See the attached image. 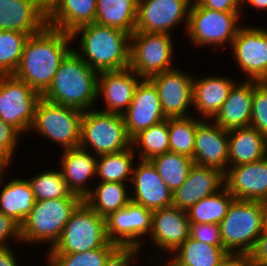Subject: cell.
<instances>
[{"mask_svg":"<svg viewBox=\"0 0 267 266\" xmlns=\"http://www.w3.org/2000/svg\"><path fill=\"white\" fill-rule=\"evenodd\" d=\"M80 37V38H79ZM73 50L96 72L129 68L130 34L115 28L91 23L71 33Z\"/></svg>","mask_w":267,"mask_h":266,"instance_id":"7a4b0ae2","label":"cell"},{"mask_svg":"<svg viewBox=\"0 0 267 266\" xmlns=\"http://www.w3.org/2000/svg\"><path fill=\"white\" fill-rule=\"evenodd\" d=\"M193 77L188 71L176 67L148 78L157 89L167 118L192 116L189 109L193 111Z\"/></svg>","mask_w":267,"mask_h":266,"instance_id":"9a60e30c","label":"cell"},{"mask_svg":"<svg viewBox=\"0 0 267 266\" xmlns=\"http://www.w3.org/2000/svg\"><path fill=\"white\" fill-rule=\"evenodd\" d=\"M230 256L224 247L211 246L189 236L168 257L176 266H220Z\"/></svg>","mask_w":267,"mask_h":266,"instance_id":"4dcf8cb0","label":"cell"},{"mask_svg":"<svg viewBox=\"0 0 267 266\" xmlns=\"http://www.w3.org/2000/svg\"><path fill=\"white\" fill-rule=\"evenodd\" d=\"M265 203L234 199L219 223L223 247L231 256L247 258L262 234Z\"/></svg>","mask_w":267,"mask_h":266,"instance_id":"277c9868","label":"cell"},{"mask_svg":"<svg viewBox=\"0 0 267 266\" xmlns=\"http://www.w3.org/2000/svg\"><path fill=\"white\" fill-rule=\"evenodd\" d=\"M238 80L221 75L193 77V111L199 118L211 120L227 99Z\"/></svg>","mask_w":267,"mask_h":266,"instance_id":"d4e9b609","label":"cell"},{"mask_svg":"<svg viewBox=\"0 0 267 266\" xmlns=\"http://www.w3.org/2000/svg\"><path fill=\"white\" fill-rule=\"evenodd\" d=\"M83 111L64 105L39 100L30 133L59 145L61 150L79 147Z\"/></svg>","mask_w":267,"mask_h":266,"instance_id":"9c48e42d","label":"cell"},{"mask_svg":"<svg viewBox=\"0 0 267 266\" xmlns=\"http://www.w3.org/2000/svg\"><path fill=\"white\" fill-rule=\"evenodd\" d=\"M122 116L131 138L167 119L157 89L148 78L138 83L132 102Z\"/></svg>","mask_w":267,"mask_h":266,"instance_id":"ac0fdd59","label":"cell"},{"mask_svg":"<svg viewBox=\"0 0 267 266\" xmlns=\"http://www.w3.org/2000/svg\"><path fill=\"white\" fill-rule=\"evenodd\" d=\"M234 199L225 187L214 195L201 199L187 211L189 223L219 224Z\"/></svg>","mask_w":267,"mask_h":266,"instance_id":"d590c367","label":"cell"},{"mask_svg":"<svg viewBox=\"0 0 267 266\" xmlns=\"http://www.w3.org/2000/svg\"><path fill=\"white\" fill-rule=\"evenodd\" d=\"M132 148L139 160H151L155 156L167 153L169 151L168 118L135 135L132 138Z\"/></svg>","mask_w":267,"mask_h":266,"instance_id":"e575fe53","label":"cell"},{"mask_svg":"<svg viewBox=\"0 0 267 266\" xmlns=\"http://www.w3.org/2000/svg\"><path fill=\"white\" fill-rule=\"evenodd\" d=\"M229 167L249 164L267 156V138L252 127L228 130Z\"/></svg>","mask_w":267,"mask_h":266,"instance_id":"f1b7e54d","label":"cell"},{"mask_svg":"<svg viewBox=\"0 0 267 266\" xmlns=\"http://www.w3.org/2000/svg\"><path fill=\"white\" fill-rule=\"evenodd\" d=\"M262 234H267V203H265V210L263 213Z\"/></svg>","mask_w":267,"mask_h":266,"instance_id":"11a10c76","label":"cell"},{"mask_svg":"<svg viewBox=\"0 0 267 266\" xmlns=\"http://www.w3.org/2000/svg\"><path fill=\"white\" fill-rule=\"evenodd\" d=\"M42 95L13 74L0 75V119L28 134Z\"/></svg>","mask_w":267,"mask_h":266,"instance_id":"8fae6325","label":"cell"},{"mask_svg":"<svg viewBox=\"0 0 267 266\" xmlns=\"http://www.w3.org/2000/svg\"><path fill=\"white\" fill-rule=\"evenodd\" d=\"M220 266H248L247 260L240 256H230L222 265Z\"/></svg>","mask_w":267,"mask_h":266,"instance_id":"816d5d0a","label":"cell"},{"mask_svg":"<svg viewBox=\"0 0 267 266\" xmlns=\"http://www.w3.org/2000/svg\"><path fill=\"white\" fill-rule=\"evenodd\" d=\"M248 266H267V234H261L246 258Z\"/></svg>","mask_w":267,"mask_h":266,"instance_id":"7dc6e473","label":"cell"},{"mask_svg":"<svg viewBox=\"0 0 267 266\" xmlns=\"http://www.w3.org/2000/svg\"><path fill=\"white\" fill-rule=\"evenodd\" d=\"M253 95L254 80L240 78L211 120L225 130L250 127Z\"/></svg>","mask_w":267,"mask_h":266,"instance_id":"cb8c5ba5","label":"cell"},{"mask_svg":"<svg viewBox=\"0 0 267 266\" xmlns=\"http://www.w3.org/2000/svg\"><path fill=\"white\" fill-rule=\"evenodd\" d=\"M150 161L172 193L184 183L194 165L192 158L171 151L155 156Z\"/></svg>","mask_w":267,"mask_h":266,"instance_id":"836d02e7","label":"cell"},{"mask_svg":"<svg viewBox=\"0 0 267 266\" xmlns=\"http://www.w3.org/2000/svg\"><path fill=\"white\" fill-rule=\"evenodd\" d=\"M189 236L211 246L223 247L219 224L190 223Z\"/></svg>","mask_w":267,"mask_h":266,"instance_id":"7bdbcfd3","label":"cell"},{"mask_svg":"<svg viewBox=\"0 0 267 266\" xmlns=\"http://www.w3.org/2000/svg\"><path fill=\"white\" fill-rule=\"evenodd\" d=\"M59 167L68 189L82 199L92 190L96 181L97 156L81 147L63 150ZM91 183V184H90ZM92 186V187H91Z\"/></svg>","mask_w":267,"mask_h":266,"instance_id":"603a6c76","label":"cell"},{"mask_svg":"<svg viewBox=\"0 0 267 266\" xmlns=\"http://www.w3.org/2000/svg\"><path fill=\"white\" fill-rule=\"evenodd\" d=\"M243 16L242 12H221L192 2L184 36L194 47L209 46L216 51V48L231 46L238 29L243 25Z\"/></svg>","mask_w":267,"mask_h":266,"instance_id":"52a82bcc","label":"cell"},{"mask_svg":"<svg viewBox=\"0 0 267 266\" xmlns=\"http://www.w3.org/2000/svg\"><path fill=\"white\" fill-rule=\"evenodd\" d=\"M197 6H204L221 12H242V0H192Z\"/></svg>","mask_w":267,"mask_h":266,"instance_id":"bcb514c9","label":"cell"},{"mask_svg":"<svg viewBox=\"0 0 267 266\" xmlns=\"http://www.w3.org/2000/svg\"><path fill=\"white\" fill-rule=\"evenodd\" d=\"M152 214L142 205L131 201L127 206L106 217V234L109 242L120 248H138L144 251L145 237L152 228ZM145 244V245H144Z\"/></svg>","mask_w":267,"mask_h":266,"instance_id":"4fadbf2b","label":"cell"},{"mask_svg":"<svg viewBox=\"0 0 267 266\" xmlns=\"http://www.w3.org/2000/svg\"><path fill=\"white\" fill-rule=\"evenodd\" d=\"M130 67L100 72L98 75L97 98L103 99L100 111L122 115L129 107L138 83L142 80Z\"/></svg>","mask_w":267,"mask_h":266,"instance_id":"d6986e66","label":"cell"},{"mask_svg":"<svg viewBox=\"0 0 267 266\" xmlns=\"http://www.w3.org/2000/svg\"><path fill=\"white\" fill-rule=\"evenodd\" d=\"M97 0H57L47 13V26L71 34L95 23Z\"/></svg>","mask_w":267,"mask_h":266,"instance_id":"4316f807","label":"cell"},{"mask_svg":"<svg viewBox=\"0 0 267 266\" xmlns=\"http://www.w3.org/2000/svg\"><path fill=\"white\" fill-rule=\"evenodd\" d=\"M22 134L12 125L0 119V157L9 165L15 159V152L19 148Z\"/></svg>","mask_w":267,"mask_h":266,"instance_id":"b9f144b4","label":"cell"},{"mask_svg":"<svg viewBox=\"0 0 267 266\" xmlns=\"http://www.w3.org/2000/svg\"><path fill=\"white\" fill-rule=\"evenodd\" d=\"M138 0H97L95 23L135 32Z\"/></svg>","mask_w":267,"mask_h":266,"instance_id":"1f68e13d","label":"cell"},{"mask_svg":"<svg viewBox=\"0 0 267 266\" xmlns=\"http://www.w3.org/2000/svg\"><path fill=\"white\" fill-rule=\"evenodd\" d=\"M150 253H148V254H143V253H141V255H139V257L137 258V260L138 261H141V263L140 264H142V261L144 260V262H145V264H142V265H146V266H152V265H154L155 266V264L157 263L156 261L157 260H159V261H161V262H158V265H156V266H176L174 263H173V261L168 257V256H165V257H161V256H156V255H154V254H150ZM142 255H145V257L144 258H142ZM147 257V258H146ZM157 259V260H156ZM154 262H155V264H154ZM164 262V263H163ZM139 264V266H141ZM148 264V265H147ZM151 264V265H150ZM160 264V265H159ZM162 264V265H161ZM164 264V265H163Z\"/></svg>","mask_w":267,"mask_h":266,"instance_id":"681fc988","label":"cell"},{"mask_svg":"<svg viewBox=\"0 0 267 266\" xmlns=\"http://www.w3.org/2000/svg\"><path fill=\"white\" fill-rule=\"evenodd\" d=\"M82 201V198L36 201L20 225L21 243L31 246L44 244L48 247L47 250L51 249L59 240L71 214Z\"/></svg>","mask_w":267,"mask_h":266,"instance_id":"5b68a950","label":"cell"},{"mask_svg":"<svg viewBox=\"0 0 267 266\" xmlns=\"http://www.w3.org/2000/svg\"><path fill=\"white\" fill-rule=\"evenodd\" d=\"M192 0H138L135 32L172 34L183 24L186 33ZM181 24V25H180Z\"/></svg>","mask_w":267,"mask_h":266,"instance_id":"5bb4252c","label":"cell"},{"mask_svg":"<svg viewBox=\"0 0 267 266\" xmlns=\"http://www.w3.org/2000/svg\"><path fill=\"white\" fill-rule=\"evenodd\" d=\"M128 185L130 183H93L91 192L83 201L99 216L106 218L131 202V188Z\"/></svg>","mask_w":267,"mask_h":266,"instance_id":"f546056e","label":"cell"},{"mask_svg":"<svg viewBox=\"0 0 267 266\" xmlns=\"http://www.w3.org/2000/svg\"><path fill=\"white\" fill-rule=\"evenodd\" d=\"M16 254L11 246L0 248V266H19L20 261L17 259L20 258Z\"/></svg>","mask_w":267,"mask_h":266,"instance_id":"c3c4849f","label":"cell"},{"mask_svg":"<svg viewBox=\"0 0 267 266\" xmlns=\"http://www.w3.org/2000/svg\"><path fill=\"white\" fill-rule=\"evenodd\" d=\"M47 26V13L33 0L0 4V30L19 31L29 36Z\"/></svg>","mask_w":267,"mask_h":266,"instance_id":"484cf974","label":"cell"},{"mask_svg":"<svg viewBox=\"0 0 267 266\" xmlns=\"http://www.w3.org/2000/svg\"><path fill=\"white\" fill-rule=\"evenodd\" d=\"M172 36L167 33L134 32L130 35L129 67L141 78L176 68Z\"/></svg>","mask_w":267,"mask_h":266,"instance_id":"30bf717a","label":"cell"},{"mask_svg":"<svg viewBox=\"0 0 267 266\" xmlns=\"http://www.w3.org/2000/svg\"><path fill=\"white\" fill-rule=\"evenodd\" d=\"M228 151V130L212 120L202 119L196 129L194 164L216 168L225 173L229 167Z\"/></svg>","mask_w":267,"mask_h":266,"instance_id":"ffe728a7","label":"cell"},{"mask_svg":"<svg viewBox=\"0 0 267 266\" xmlns=\"http://www.w3.org/2000/svg\"><path fill=\"white\" fill-rule=\"evenodd\" d=\"M13 2H16V0H0V4L13 3Z\"/></svg>","mask_w":267,"mask_h":266,"instance_id":"9f6ffc18","label":"cell"},{"mask_svg":"<svg viewBox=\"0 0 267 266\" xmlns=\"http://www.w3.org/2000/svg\"><path fill=\"white\" fill-rule=\"evenodd\" d=\"M11 165H9L4 159L0 157V179L2 178L3 174L9 169Z\"/></svg>","mask_w":267,"mask_h":266,"instance_id":"db71d44e","label":"cell"},{"mask_svg":"<svg viewBox=\"0 0 267 266\" xmlns=\"http://www.w3.org/2000/svg\"><path fill=\"white\" fill-rule=\"evenodd\" d=\"M141 254L138 248H118L104 266H137V258ZM136 261V262H135Z\"/></svg>","mask_w":267,"mask_h":266,"instance_id":"f6af8a7d","label":"cell"},{"mask_svg":"<svg viewBox=\"0 0 267 266\" xmlns=\"http://www.w3.org/2000/svg\"><path fill=\"white\" fill-rule=\"evenodd\" d=\"M202 119L195 117L168 118L169 151L193 159L197 124Z\"/></svg>","mask_w":267,"mask_h":266,"instance_id":"74e56055","label":"cell"},{"mask_svg":"<svg viewBox=\"0 0 267 266\" xmlns=\"http://www.w3.org/2000/svg\"><path fill=\"white\" fill-rule=\"evenodd\" d=\"M79 147L95 156L112 154L132 147L123 116L96 108L83 111Z\"/></svg>","mask_w":267,"mask_h":266,"instance_id":"8992f818","label":"cell"},{"mask_svg":"<svg viewBox=\"0 0 267 266\" xmlns=\"http://www.w3.org/2000/svg\"><path fill=\"white\" fill-rule=\"evenodd\" d=\"M7 172L0 179V212L21 225L34 207L36 199L26 177L15 176L5 182L8 179L5 178Z\"/></svg>","mask_w":267,"mask_h":266,"instance_id":"83f0119b","label":"cell"},{"mask_svg":"<svg viewBox=\"0 0 267 266\" xmlns=\"http://www.w3.org/2000/svg\"><path fill=\"white\" fill-rule=\"evenodd\" d=\"M250 7L251 8H255V11L256 10H260V11H263V10H267V0H242V9H245V7Z\"/></svg>","mask_w":267,"mask_h":266,"instance_id":"f907efd6","label":"cell"},{"mask_svg":"<svg viewBox=\"0 0 267 266\" xmlns=\"http://www.w3.org/2000/svg\"><path fill=\"white\" fill-rule=\"evenodd\" d=\"M98 75V72L72 50L61 62L42 98L81 111L96 108Z\"/></svg>","mask_w":267,"mask_h":266,"instance_id":"3957f363","label":"cell"},{"mask_svg":"<svg viewBox=\"0 0 267 266\" xmlns=\"http://www.w3.org/2000/svg\"><path fill=\"white\" fill-rule=\"evenodd\" d=\"M10 242H14V246L15 242L21 245L20 225L0 212V248L13 246Z\"/></svg>","mask_w":267,"mask_h":266,"instance_id":"ee69618b","label":"cell"},{"mask_svg":"<svg viewBox=\"0 0 267 266\" xmlns=\"http://www.w3.org/2000/svg\"><path fill=\"white\" fill-rule=\"evenodd\" d=\"M250 127L267 138V83L254 81Z\"/></svg>","mask_w":267,"mask_h":266,"instance_id":"60d3db41","label":"cell"},{"mask_svg":"<svg viewBox=\"0 0 267 266\" xmlns=\"http://www.w3.org/2000/svg\"><path fill=\"white\" fill-rule=\"evenodd\" d=\"M131 201L150 211L172 206V191L150 160H137L130 181Z\"/></svg>","mask_w":267,"mask_h":266,"instance_id":"e0dca14e","label":"cell"},{"mask_svg":"<svg viewBox=\"0 0 267 266\" xmlns=\"http://www.w3.org/2000/svg\"><path fill=\"white\" fill-rule=\"evenodd\" d=\"M28 38V34L19 31L0 30V75L16 71Z\"/></svg>","mask_w":267,"mask_h":266,"instance_id":"ab89813d","label":"cell"},{"mask_svg":"<svg viewBox=\"0 0 267 266\" xmlns=\"http://www.w3.org/2000/svg\"><path fill=\"white\" fill-rule=\"evenodd\" d=\"M224 181L235 199L267 203V156L249 164L228 167Z\"/></svg>","mask_w":267,"mask_h":266,"instance_id":"44dd1931","label":"cell"},{"mask_svg":"<svg viewBox=\"0 0 267 266\" xmlns=\"http://www.w3.org/2000/svg\"><path fill=\"white\" fill-rule=\"evenodd\" d=\"M224 187V172L194 164L184 183L173 192L172 205L188 211L198 201L214 195Z\"/></svg>","mask_w":267,"mask_h":266,"instance_id":"7402d4cb","label":"cell"},{"mask_svg":"<svg viewBox=\"0 0 267 266\" xmlns=\"http://www.w3.org/2000/svg\"><path fill=\"white\" fill-rule=\"evenodd\" d=\"M58 168H47V170L39 171L36 174H32L33 176H30V178H27L36 201L58 198H81L68 189L66 181Z\"/></svg>","mask_w":267,"mask_h":266,"instance_id":"8d00e7d4","label":"cell"},{"mask_svg":"<svg viewBox=\"0 0 267 266\" xmlns=\"http://www.w3.org/2000/svg\"><path fill=\"white\" fill-rule=\"evenodd\" d=\"M136 157L132 147L118 153L97 156V181L130 183L135 160H138Z\"/></svg>","mask_w":267,"mask_h":266,"instance_id":"d6a6232c","label":"cell"},{"mask_svg":"<svg viewBox=\"0 0 267 266\" xmlns=\"http://www.w3.org/2000/svg\"><path fill=\"white\" fill-rule=\"evenodd\" d=\"M235 64L243 73V79L266 81L267 79V28L246 25L238 32L230 46Z\"/></svg>","mask_w":267,"mask_h":266,"instance_id":"7c38bea8","label":"cell"},{"mask_svg":"<svg viewBox=\"0 0 267 266\" xmlns=\"http://www.w3.org/2000/svg\"><path fill=\"white\" fill-rule=\"evenodd\" d=\"M189 233L187 211L172 205L153 211L152 228L145 243L149 241L157 248L155 254L170 256L189 237Z\"/></svg>","mask_w":267,"mask_h":266,"instance_id":"2e32d148","label":"cell"},{"mask_svg":"<svg viewBox=\"0 0 267 266\" xmlns=\"http://www.w3.org/2000/svg\"><path fill=\"white\" fill-rule=\"evenodd\" d=\"M71 34L46 26L29 36L13 75L41 95L51 85L61 62L73 50Z\"/></svg>","mask_w":267,"mask_h":266,"instance_id":"6da1fadb","label":"cell"},{"mask_svg":"<svg viewBox=\"0 0 267 266\" xmlns=\"http://www.w3.org/2000/svg\"><path fill=\"white\" fill-rule=\"evenodd\" d=\"M46 13L54 6L57 0H33Z\"/></svg>","mask_w":267,"mask_h":266,"instance_id":"f5cc1de1","label":"cell"},{"mask_svg":"<svg viewBox=\"0 0 267 266\" xmlns=\"http://www.w3.org/2000/svg\"><path fill=\"white\" fill-rule=\"evenodd\" d=\"M109 242L106 218L82 201L64 226L59 240L46 254H72L104 247Z\"/></svg>","mask_w":267,"mask_h":266,"instance_id":"ba28073f","label":"cell"},{"mask_svg":"<svg viewBox=\"0 0 267 266\" xmlns=\"http://www.w3.org/2000/svg\"><path fill=\"white\" fill-rule=\"evenodd\" d=\"M119 247L108 242L104 247L72 254H45L46 266H104Z\"/></svg>","mask_w":267,"mask_h":266,"instance_id":"f35d334b","label":"cell"}]
</instances>
